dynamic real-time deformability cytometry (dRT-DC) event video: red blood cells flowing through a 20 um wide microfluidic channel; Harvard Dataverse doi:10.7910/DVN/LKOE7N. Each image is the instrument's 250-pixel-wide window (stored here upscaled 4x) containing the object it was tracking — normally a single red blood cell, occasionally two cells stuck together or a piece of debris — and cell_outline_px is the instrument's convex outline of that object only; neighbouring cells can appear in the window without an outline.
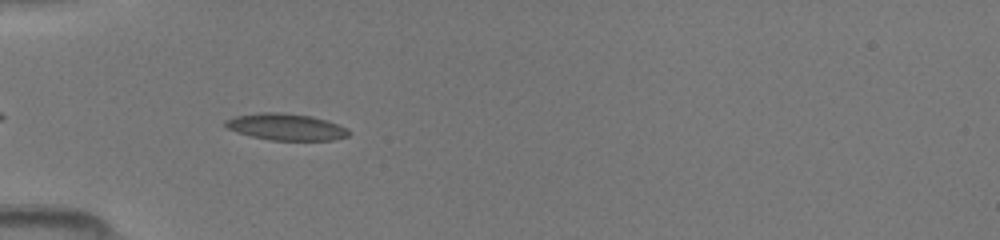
{"species": "common noctule bat (a hibernating species)", "species_latin": "Nyctalus noctula", "temperature_condition": "room temperature", "stored_images_in_passage": 25, "camera_frame_rate_fps": 3000, "um_per_image_px": 0.085, "animal": {"sex": "female", "body_mass_g": 19.5, "forearm_length_mm": 54.1}, "frame": {"image": 1, "passage_image": 4, "time_ms": 1.0, "image_size_px": [1000, 240], "cell_outline_px": [[348, 136], [332, 140], [272, 140], [252, 136], [236, 132], [228, 128], [224, 124], [224, 120], [236, 116], [260, 112], [280, 112], [312, 116], [348, 128]], "centroid_in_image_um": [24.28, 10.78], "position_along_channel_um": 60.7, "area_um2": 18.96}}
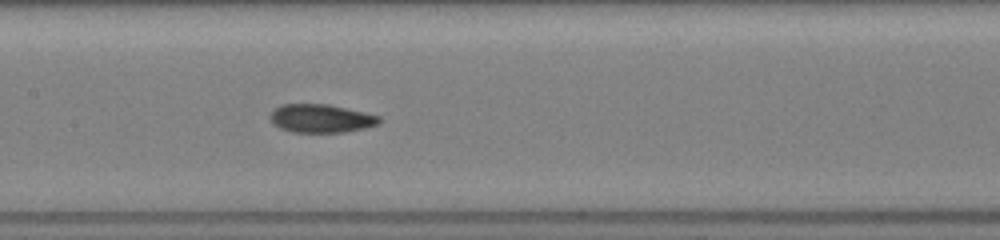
{"frame": {"image": 2, "passage_image": 13, "time_ms": 4.0, "image_size_px": [1000, 240], "cell_outline_px": [[380, 120], [376, 124], [364, 128], [344, 132], [292, 132], [280, 128], [272, 120], [272, 112], [280, 104], [328, 104], [380, 116]], "centroid_in_image_um": [27.29, 10.06], "position_along_channel_um": 180.1, "area_um2": 17.63}}
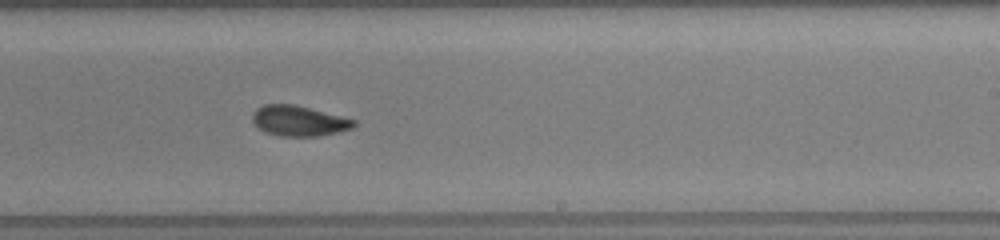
{"frame": {"image": 3, "passage_image": 19, "time_ms": 6.0, "image_size_px": [1000, 240], "cell_outline_px": [[356, 124], [352, 128], [336, 132], [316, 136], [280, 136], [264, 132], [252, 120], [252, 112], [256, 108], [264, 104], [292, 104], [356, 120]], "centroid_in_image_um": [25.36, 10.27], "position_along_channel_um": 263.6, "area_um2": 17.69}}